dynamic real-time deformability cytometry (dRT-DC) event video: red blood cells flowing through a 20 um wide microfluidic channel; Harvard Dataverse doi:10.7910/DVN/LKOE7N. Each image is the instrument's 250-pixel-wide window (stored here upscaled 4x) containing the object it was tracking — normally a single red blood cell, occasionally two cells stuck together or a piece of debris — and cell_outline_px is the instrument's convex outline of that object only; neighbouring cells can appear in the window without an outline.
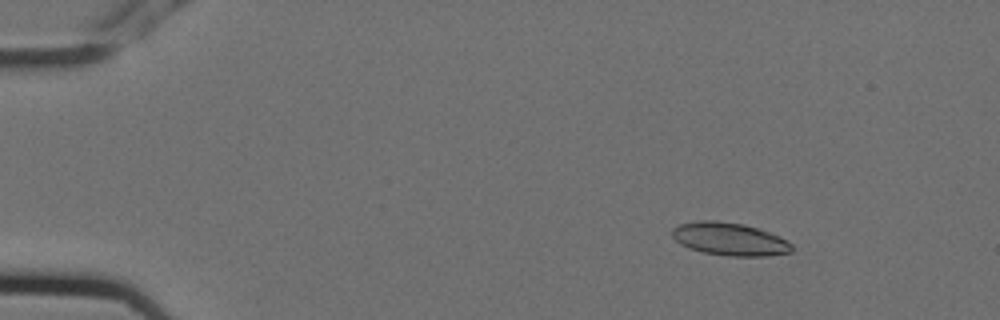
{"species": "Egyptian fruit bat (a non-hibernating species)", "species_latin": "Rousettus aegyptiacus", "temperature_condition": "cold", "stored_images_in_passage": 5, "camera_frame_rate_fps": 3000, "um_per_image_px": 0.085, "animal": {"sex": "female"}, "frame": {"image": 1, "passage_image": 2, "time_ms": 0.333, "image_size_px": [1000, 320], "cell_outline_px": [[792, 252], [768, 256], [728, 256], [704, 252], [688, 248], [680, 244], [672, 236], [672, 228], [680, 224], [696, 220], [716, 220], [744, 224], [760, 228], [792, 244]], "centroid_in_image_um": [61.99, 20.31], "position_along_channel_um": 23.0, "area_um2": 22.95}}
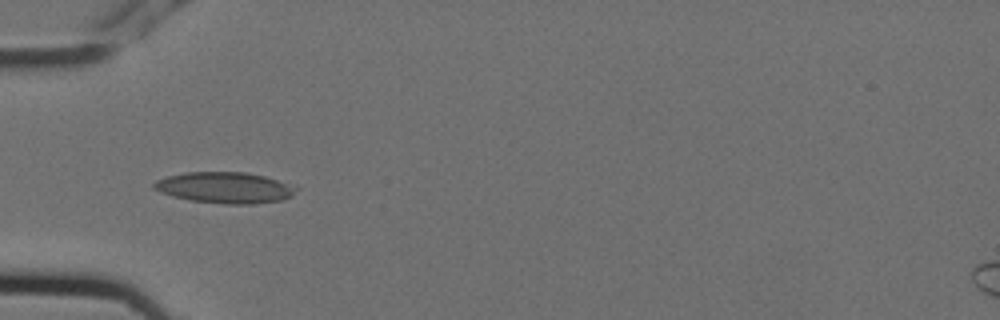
{"frame": {"image": 2, "passage_image": 5, "time_ms": 1.333, "image_size_px": [1000, 320], "cell_outline_px": [[300, 188], [292, 196], [284, 200], [252, 204], [224, 204], [192, 200], [172, 196], [160, 192], [152, 188], [152, 184], [156, 180], [168, 176], [184, 172], [248, 172], [296, 184]], "centroid_in_image_um": [19.18, 15.94], "position_along_channel_um": 65.8, "area_um2": 26.18}}